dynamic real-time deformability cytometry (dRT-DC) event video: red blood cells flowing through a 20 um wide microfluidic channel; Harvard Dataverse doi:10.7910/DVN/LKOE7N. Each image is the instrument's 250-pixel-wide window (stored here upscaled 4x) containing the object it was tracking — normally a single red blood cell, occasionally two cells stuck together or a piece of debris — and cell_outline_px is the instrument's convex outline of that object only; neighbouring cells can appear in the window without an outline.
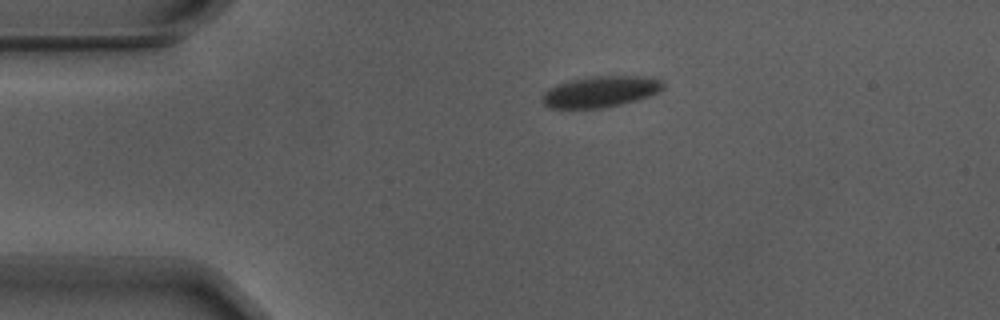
{"species": "Egyptian fruit bat (a non-hibernating species)", "species_latin": "Rousettus aegyptiacus", "temperature_condition": "warm", "stored_images_in_passage": 46, "camera_frame_rate_fps": 3000, "um_per_image_px": 0.085, "animal": {"sex": "male"}, "frame": {"image": 1, "passage_image": 1, "time_ms": 0.0, "image_size_px": [1000, 320], "cell_outline_px": [[664, 88], [648, 96], [636, 100], [620, 104], [600, 108], [552, 108], [544, 104], [544, 92], [548, 88], [572, 80], [596, 76], [640, 76], [660, 80], [664, 84]], "centroid_in_image_um": [51.05, 7.79], "position_along_channel_um": 33.9, "area_um2": 21.33}}
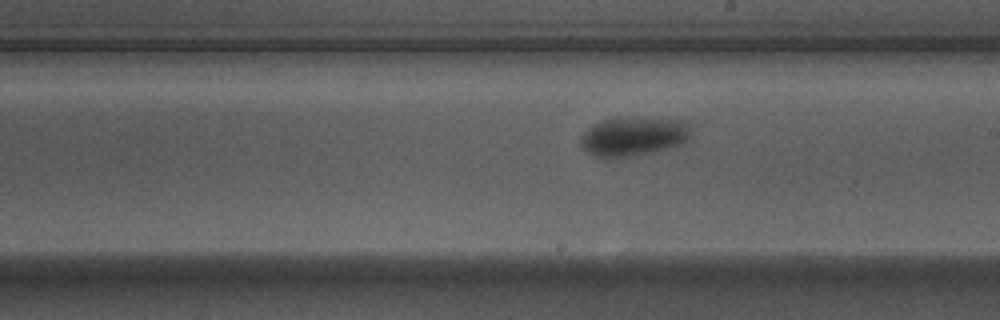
{"frame": {"image": 2, "passage_image": 21, "time_ms": 6.667, "image_size_px": [1000, 320], "cell_outline_px": [[692, 140], [684, 144], [668, 148], [608, 160], [596, 156], [588, 152], [584, 148], [580, 140], [584, 132], [600, 120], [620, 116], [636, 116], [680, 120], [692, 124]], "centroid_in_image_um": [53.92, 11.56], "position_along_channel_um": 235.1, "area_um2": 25.89}}
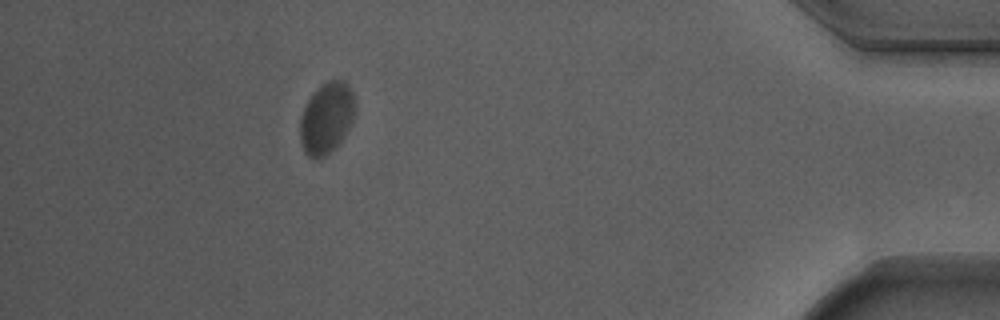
{"frame": {"image": 3, "passage_image": 40, "time_ms": 13.0, "image_size_px": [1000, 320], "cell_outline_px": [[356, 104], [352, 120], [348, 128], [340, 140], [324, 156], [308, 156], [304, 152], [300, 140], [300, 120], [304, 108], [312, 92], [320, 84], [328, 80], [340, 80], [348, 84], [356, 100]], "centroid_in_image_um": [27.75, 9.96], "position_along_channel_um": 407.5, "area_um2": 22.48}, "authors_computed_cell_mechanics": {"area_um2": 23.3801, "velocity_mm_per_s": 3.6344, "shape_relaxation_time_tau1_ms": 2.3014, "shape_relaxation_time_tau2_ms": null, "deformation_change_tau1": 0.1287, "deformation_change_tau2": null}}